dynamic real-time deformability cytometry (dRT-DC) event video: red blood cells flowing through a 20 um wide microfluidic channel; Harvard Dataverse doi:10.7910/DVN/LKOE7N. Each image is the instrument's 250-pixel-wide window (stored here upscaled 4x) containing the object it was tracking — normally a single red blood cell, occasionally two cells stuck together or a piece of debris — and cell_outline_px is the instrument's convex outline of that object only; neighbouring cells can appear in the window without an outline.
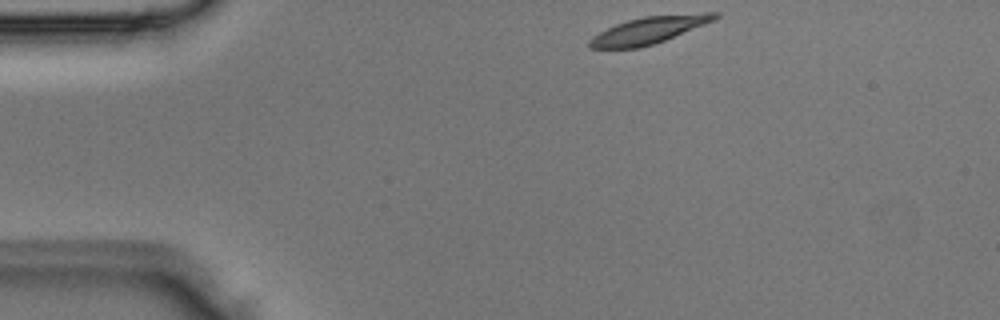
{"species": "Egyptian fruit bat (a non-hibernating species)", "species_latin": "Rousettus aegyptiacus", "temperature_condition": "room temperature", "stored_images_in_passage": 2, "camera_frame_rate_fps": 3000, "um_per_image_px": 0.085, "animal": {"sex": "male"}, "frame": {"image": 1, "passage_image": 1, "time_ms": 0.0, "image_size_px": [1000, 320], "cell_outline_px": [[720, 16], [716, 20], [664, 40], [640, 48], [588, 48], [588, 40], [592, 36], [616, 24], [628, 20], [644, 16], [704, 12], [720, 12]], "centroid_in_image_um": [55.19, 2.55], "position_along_channel_um": 29.8, "area_um2": 19.71}}